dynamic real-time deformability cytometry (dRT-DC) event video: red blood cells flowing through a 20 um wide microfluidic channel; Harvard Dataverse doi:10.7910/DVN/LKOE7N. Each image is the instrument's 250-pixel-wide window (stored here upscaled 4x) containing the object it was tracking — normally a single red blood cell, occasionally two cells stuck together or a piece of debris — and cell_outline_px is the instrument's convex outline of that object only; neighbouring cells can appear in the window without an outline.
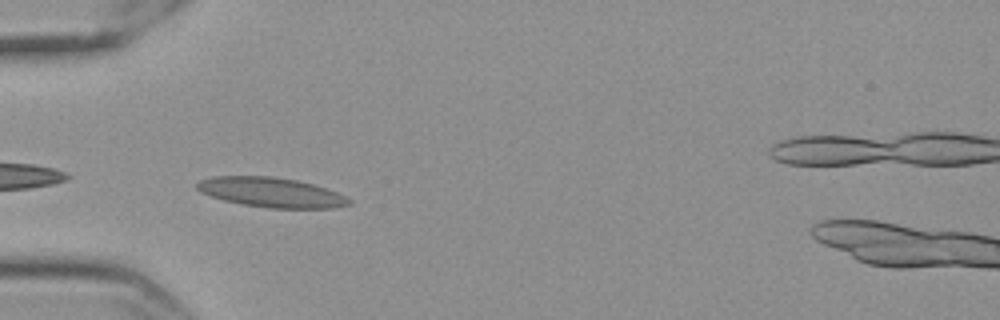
{"species": "Egyptian fruit bat (a non-hibernating species)", "species_latin": "Rousettus aegyptiacus", "temperature_condition": "cold", "stored_images_in_passage": 42, "camera_frame_rate_fps": 3000, "um_per_image_px": 0.085, "frame": {"image": 1, "passage_image": 2, "time_ms": 0.333, "image_size_px": [1000, 320], "cell_outline_px": [[352, 204], [332, 208], [268, 208], [244, 204], [224, 200], [200, 192], [196, 188], [196, 184], [200, 180], [212, 176], [272, 176], [296, 180], [312, 184], [336, 192], [352, 200]], "centroid_in_image_um": [23.04, 16.35], "position_along_channel_um": 62.0, "area_um2": 26.18}}
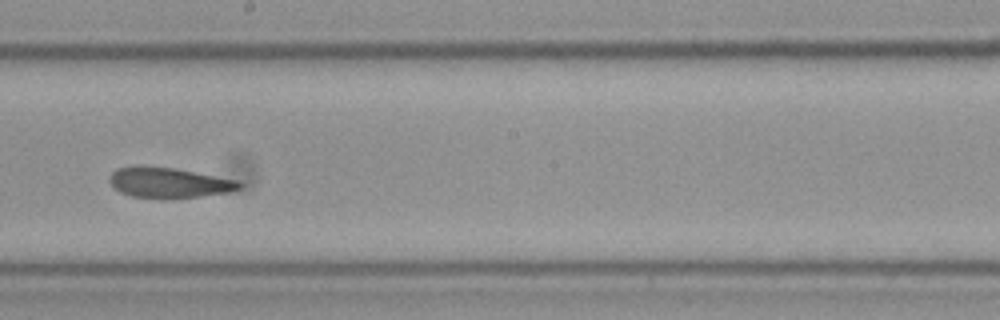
{"frame": {"image": 2, "passage_image": 17, "time_ms": 5.333, "image_size_px": [1000, 320], "cell_outline_px": [[244, 184], [240, 188], [232, 192], [200, 196], [160, 200], [132, 196], [120, 192], [108, 180], [112, 172], [116, 168], [136, 164], [176, 168], [240, 180]], "centroid_in_image_um": [14.37, 15.52], "position_along_channel_um": 233.8, "area_um2": 23.76}}
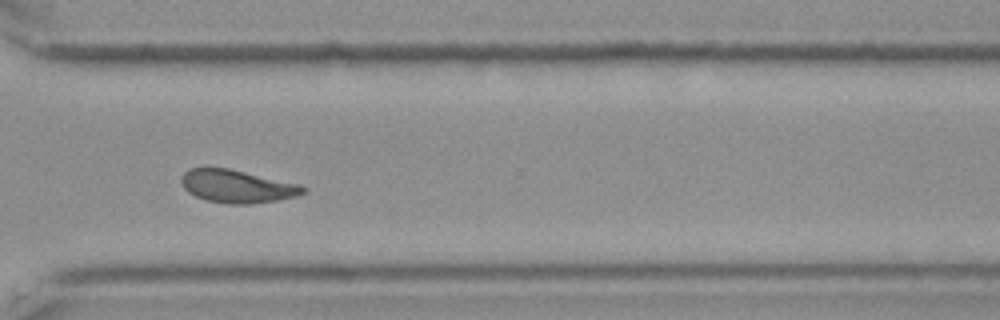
{"frame": {"image": 3, "passage_image": 27, "time_ms": 8.667, "image_size_px": [1000, 320], "cell_outline_px": [[308, 188], [304, 192], [296, 196], [276, 200], [252, 204], [228, 204], [204, 200], [188, 192], [184, 188], [180, 180], [180, 176], [188, 168], [228, 168], [300, 184]], "centroid_in_image_um": [20.13, 15.84], "position_along_channel_um": 350.5, "area_um2": 23.41}}